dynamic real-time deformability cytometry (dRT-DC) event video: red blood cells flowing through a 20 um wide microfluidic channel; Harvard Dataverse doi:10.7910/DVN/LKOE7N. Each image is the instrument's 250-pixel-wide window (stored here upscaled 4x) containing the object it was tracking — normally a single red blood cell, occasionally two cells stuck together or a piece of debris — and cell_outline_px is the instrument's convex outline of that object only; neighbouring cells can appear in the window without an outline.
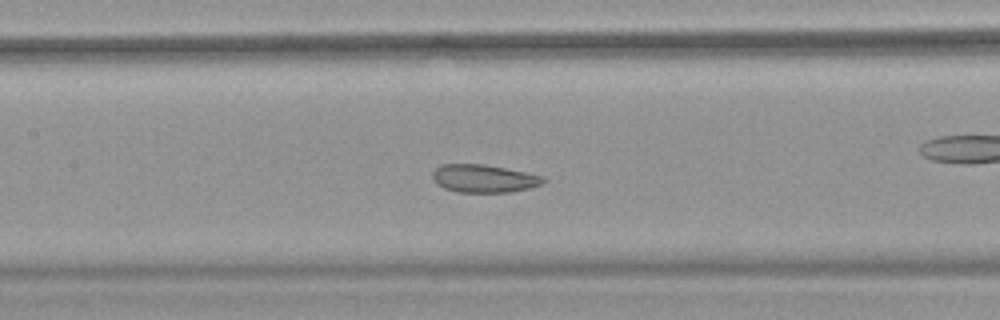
{"species": "common noctule bat (a hibernating species)", "species_latin": "Nyctalus noctula", "temperature_condition": "warm", "stored_images_in_passage": 52, "camera_frame_rate_fps": 3000, "um_per_image_px": 0.085, "animal": {"sex": "female", "body_mass_g": 18.4}, "frame": {"image": 1, "passage_image": 23, "time_ms": 7.333, "image_size_px": [1000, 320], "cell_outline_px": [[544, 184], [528, 188], [508, 192], [456, 192], [444, 188], [436, 184], [432, 176], [432, 172], [440, 164], [484, 164], [544, 176]], "centroid_in_image_um": [41.09, 15.17], "position_along_channel_um": 166.3, "area_um2": 17.98}, "authors_computed_cell_mechanics": {"area_um2": 20.2589, "velocity_mm_per_s": 3.7775, "shape_relaxation_time_tau1_ms": null, "shape_relaxation_time_tau2_ms": 1.1063, "deformation_change_tau1": null, "deformation_change_tau2": 0.0759}}